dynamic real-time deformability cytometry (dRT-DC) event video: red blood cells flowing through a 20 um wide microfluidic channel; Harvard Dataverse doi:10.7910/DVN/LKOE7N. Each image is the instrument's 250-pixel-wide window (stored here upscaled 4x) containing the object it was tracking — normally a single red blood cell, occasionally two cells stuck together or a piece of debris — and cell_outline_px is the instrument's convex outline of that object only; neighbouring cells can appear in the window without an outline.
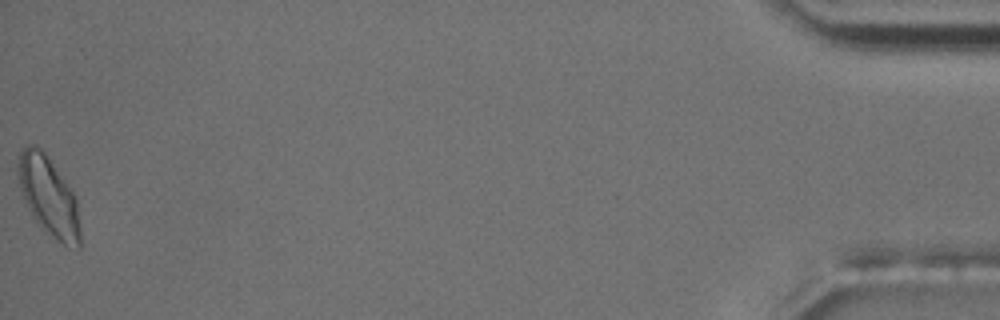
{"species": "common noctule bat (a hibernating species)", "species_latin": "Nyctalus noctula", "temperature_condition": "room temperature", "stored_images_in_passage": 54, "camera_frame_rate_fps": 3000, "um_per_image_px": 0.085, "animal": {"sex": "male", "body_mass_g": 17.5, "forearm_length_mm": 52.3}, "frame": {"image": 1, "passage_image": 54, "time_ms": 17.667, "image_size_px": [1000, 320], "cell_outline_px": [[80, 248], [68, 248], [56, 240], [32, 216], [24, 200], [20, 188], [16, 168], [20, 152], [28, 144], [36, 144], [44, 152], [76, 196], [80, 228]], "centroid_in_image_um": [4.13, 16.69], "position_along_channel_um": 431.1, "area_um2": 28.55}, "authors_computed_cell_mechanics": {"area_um2": 22.0796, "velocity_mm_per_s": 3.6855, "shape_relaxation_time_tau1_ms": 7.8712, "shape_relaxation_time_tau2_ms": 2.1441, "deformation_change_tau1": 0.1509, "deformation_change_tau2": 0.0806}}